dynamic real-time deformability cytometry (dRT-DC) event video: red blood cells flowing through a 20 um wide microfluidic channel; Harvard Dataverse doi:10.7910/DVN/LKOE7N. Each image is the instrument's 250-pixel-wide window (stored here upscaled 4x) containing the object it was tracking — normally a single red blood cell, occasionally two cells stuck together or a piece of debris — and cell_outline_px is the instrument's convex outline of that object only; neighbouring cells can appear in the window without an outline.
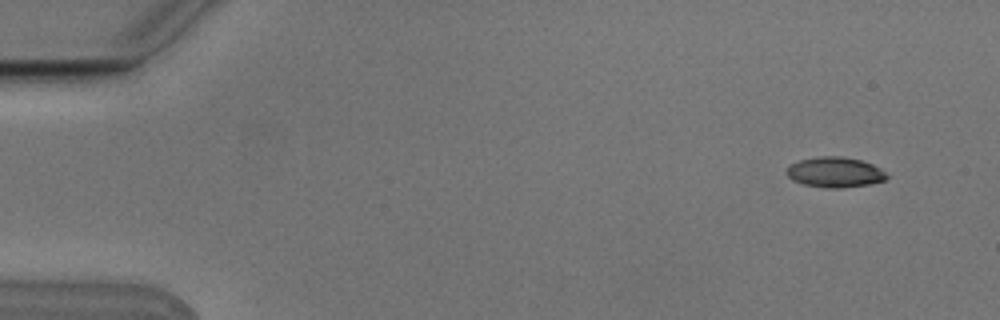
{"species": "Egyptian fruit bat (a non-hibernating species)", "species_latin": "Rousettus aegyptiacus", "temperature_condition": "cold", "stored_images_in_passage": 7, "camera_frame_rate_fps": 3000, "um_per_image_px": 0.085, "animal": {"sex": "male"}, "frame": {"image": 1, "passage_image": 1, "time_ms": 0.0, "image_size_px": [1000, 320], "cell_outline_px": [[888, 176], [884, 180], [868, 184], [844, 188], [828, 188], [804, 184], [792, 180], [784, 172], [788, 164], [800, 160], [820, 156], [840, 156], [860, 160], [872, 164], [880, 168]], "centroid_in_image_um": [70.92, 14.63], "position_along_channel_um": 14.1, "area_um2": 17.69}}
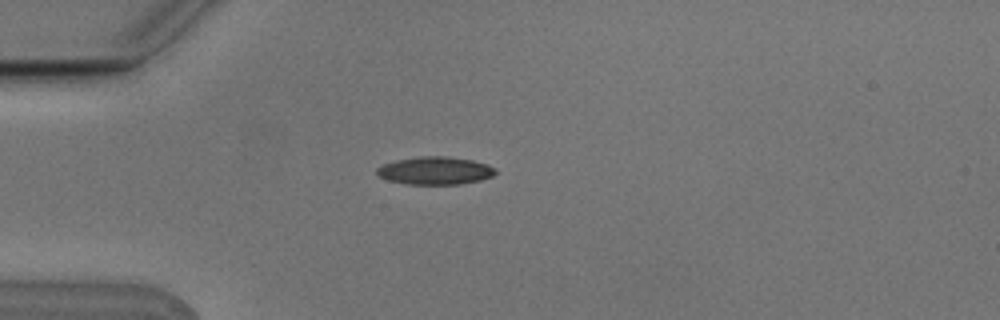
{"frame": {"image": 2, "passage_image": 4, "time_ms": 1.0, "image_size_px": [1000, 320], "cell_outline_px": [[496, 172], [492, 176], [480, 180], [460, 184], [408, 184], [388, 180], [380, 176], [376, 172], [376, 168], [384, 164], [396, 160], [420, 156], [448, 156], [472, 160], [488, 164], [496, 168]], "centroid_in_image_um": [37.0, 14.5], "position_along_channel_um": 48.0, "area_um2": 19.19}}
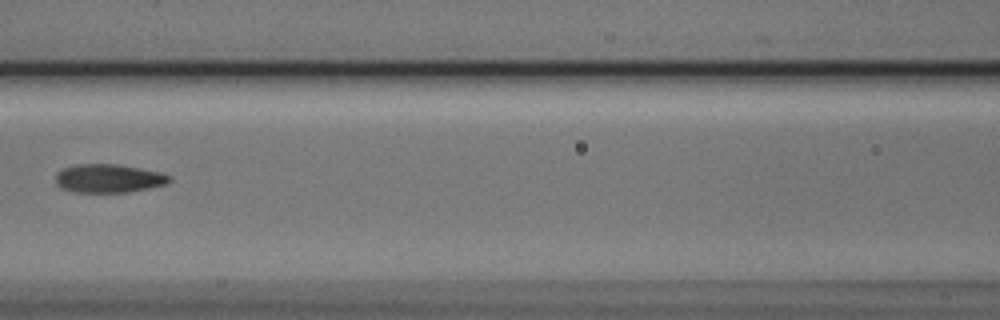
{"frame": {"image": 3, "passage_image": 7, "time_ms": 2.0, "image_size_px": [1000, 320], "cell_outline_px": [[172, 180], [168, 184], [128, 192], [72, 192], [60, 188], [56, 184], [56, 172], [64, 168], [76, 164], [112, 164], [160, 172], [172, 176]], "centroid_in_image_um": [9.22, 15.17], "position_along_channel_um": 157.4, "area_um2": 18.9}}